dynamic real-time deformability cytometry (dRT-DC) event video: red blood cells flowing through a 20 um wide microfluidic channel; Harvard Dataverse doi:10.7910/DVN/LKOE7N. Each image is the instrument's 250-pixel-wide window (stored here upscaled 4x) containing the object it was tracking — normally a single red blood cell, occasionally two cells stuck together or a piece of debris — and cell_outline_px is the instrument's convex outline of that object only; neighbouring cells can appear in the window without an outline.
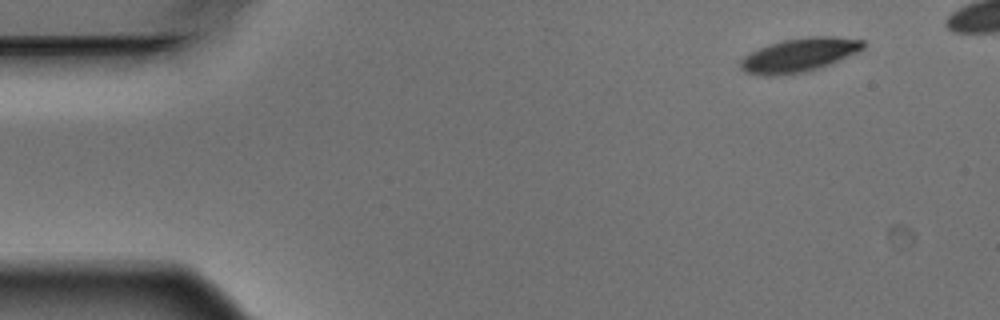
{"species": "Egyptian fruit bat (a non-hibernating species)", "species_latin": "Rousettus aegyptiacus", "temperature_condition": "warm", "stored_images_in_passage": 5, "camera_frame_rate_fps": 3000, "um_per_image_px": 0.085, "animal": {"sex": "male"}, "frame": {"image": 1, "passage_image": 1, "time_ms": 0.0, "image_size_px": [1000, 320], "cell_outline_px": [[864, 48], [860, 52], [820, 68], [804, 72], [772, 76], [760, 76], [744, 72], [740, 68], [740, 60], [748, 52], [784, 40], [808, 36], [836, 36], [864, 40]], "centroid_in_image_um": [67.94, 4.68], "position_along_channel_um": 17.1, "area_um2": 24.39}}